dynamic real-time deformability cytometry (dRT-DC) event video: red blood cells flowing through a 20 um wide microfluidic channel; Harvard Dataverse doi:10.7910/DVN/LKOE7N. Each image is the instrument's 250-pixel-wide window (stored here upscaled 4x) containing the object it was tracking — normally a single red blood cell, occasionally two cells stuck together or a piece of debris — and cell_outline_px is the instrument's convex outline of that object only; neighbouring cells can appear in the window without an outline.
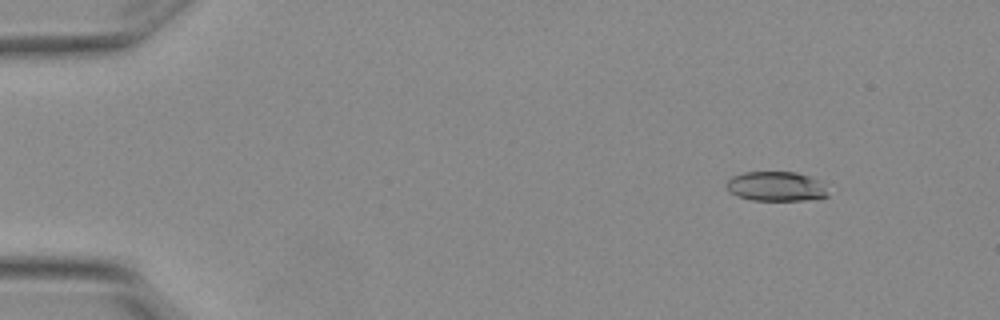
{"species": "Egyptian fruit bat (a non-hibernating species)", "species_latin": "Rousettus aegyptiacus", "temperature_condition": "warm", "stored_images_in_passage": 5, "camera_frame_rate_fps": 3000, "um_per_image_px": 0.085, "animal": {"sex": "female"}, "frame": {"image": 1, "passage_image": 2, "time_ms": 0.333, "image_size_px": [1000, 320], "cell_outline_px": [[828, 196], [804, 200], [752, 200], [736, 196], [724, 184], [732, 176], [744, 172], [796, 172], [820, 180]], "centroid_in_image_um": [65.93, 15.83], "position_along_channel_um": 19.1, "area_um2": 17.34}}
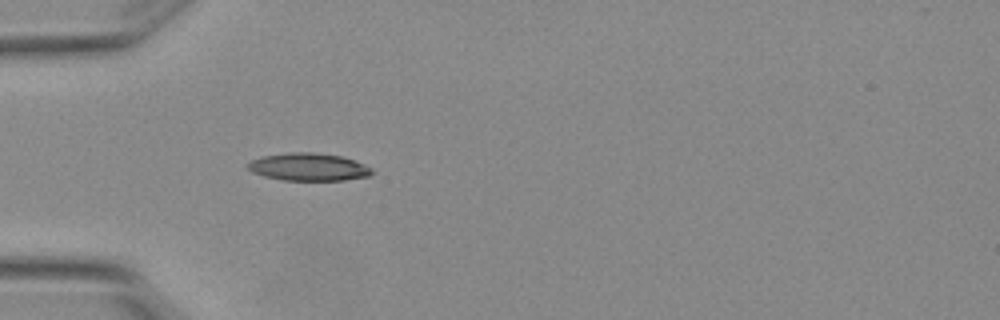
{"frame": {"image": 2, "passage_image": 5, "time_ms": 1.333, "image_size_px": [1000, 320], "cell_outline_px": [[372, 172], [368, 176], [344, 180], [284, 180], [264, 176], [252, 172], [248, 168], [248, 164], [252, 160], [264, 156], [292, 152], [312, 152], [340, 156], [364, 164], [372, 168]], "centroid_in_image_um": [26.23, 14.19], "position_along_channel_um": 58.8, "area_um2": 19.65}}